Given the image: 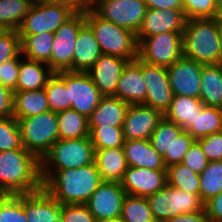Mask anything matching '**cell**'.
Listing matches in <instances>:
<instances>
[{"instance_id":"6da1fadb","label":"cell","mask_w":222,"mask_h":222,"mask_svg":"<svg viewBox=\"0 0 222 222\" xmlns=\"http://www.w3.org/2000/svg\"><path fill=\"white\" fill-rule=\"evenodd\" d=\"M43 188L60 204H86L102 182L94 163L75 169L40 170Z\"/></svg>"},{"instance_id":"7a4b0ae2","label":"cell","mask_w":222,"mask_h":222,"mask_svg":"<svg viewBox=\"0 0 222 222\" xmlns=\"http://www.w3.org/2000/svg\"><path fill=\"white\" fill-rule=\"evenodd\" d=\"M0 182L10 195L40 191V160L25 148L0 152Z\"/></svg>"},{"instance_id":"3957f363","label":"cell","mask_w":222,"mask_h":222,"mask_svg":"<svg viewBox=\"0 0 222 222\" xmlns=\"http://www.w3.org/2000/svg\"><path fill=\"white\" fill-rule=\"evenodd\" d=\"M183 56L202 65L221 62L220 25L214 19L186 20Z\"/></svg>"},{"instance_id":"277c9868","label":"cell","mask_w":222,"mask_h":222,"mask_svg":"<svg viewBox=\"0 0 222 222\" xmlns=\"http://www.w3.org/2000/svg\"><path fill=\"white\" fill-rule=\"evenodd\" d=\"M85 21L95 34L102 54L133 61L138 57L136 34L97 16L93 11L84 12Z\"/></svg>"},{"instance_id":"5b68a950","label":"cell","mask_w":222,"mask_h":222,"mask_svg":"<svg viewBox=\"0 0 222 222\" xmlns=\"http://www.w3.org/2000/svg\"><path fill=\"white\" fill-rule=\"evenodd\" d=\"M95 150L90 137L58 139L40 160V170L75 169L94 163Z\"/></svg>"},{"instance_id":"8992f818","label":"cell","mask_w":222,"mask_h":222,"mask_svg":"<svg viewBox=\"0 0 222 222\" xmlns=\"http://www.w3.org/2000/svg\"><path fill=\"white\" fill-rule=\"evenodd\" d=\"M22 146L39 160L59 139L57 114L48 111L18 120Z\"/></svg>"},{"instance_id":"52a82bcc","label":"cell","mask_w":222,"mask_h":222,"mask_svg":"<svg viewBox=\"0 0 222 222\" xmlns=\"http://www.w3.org/2000/svg\"><path fill=\"white\" fill-rule=\"evenodd\" d=\"M146 198L155 222H166L177 215L194 213L204 209L200 195L180 191L168 183L163 189Z\"/></svg>"},{"instance_id":"ba28073f","label":"cell","mask_w":222,"mask_h":222,"mask_svg":"<svg viewBox=\"0 0 222 222\" xmlns=\"http://www.w3.org/2000/svg\"><path fill=\"white\" fill-rule=\"evenodd\" d=\"M138 58L168 68L183 56V34L166 32L137 39Z\"/></svg>"},{"instance_id":"9c48e42d","label":"cell","mask_w":222,"mask_h":222,"mask_svg":"<svg viewBox=\"0 0 222 222\" xmlns=\"http://www.w3.org/2000/svg\"><path fill=\"white\" fill-rule=\"evenodd\" d=\"M75 12L72 4L34 2L29 12L24 16L17 30L18 34L35 35L44 32L55 33Z\"/></svg>"},{"instance_id":"30bf717a","label":"cell","mask_w":222,"mask_h":222,"mask_svg":"<svg viewBox=\"0 0 222 222\" xmlns=\"http://www.w3.org/2000/svg\"><path fill=\"white\" fill-rule=\"evenodd\" d=\"M86 23L84 12H75L54 33L50 68L54 73L73 72V52L80 28Z\"/></svg>"},{"instance_id":"8fae6325","label":"cell","mask_w":222,"mask_h":222,"mask_svg":"<svg viewBox=\"0 0 222 222\" xmlns=\"http://www.w3.org/2000/svg\"><path fill=\"white\" fill-rule=\"evenodd\" d=\"M57 74L68 89L69 109L89 118L96 109L102 95L87 72L61 71Z\"/></svg>"},{"instance_id":"7c38bea8","label":"cell","mask_w":222,"mask_h":222,"mask_svg":"<svg viewBox=\"0 0 222 222\" xmlns=\"http://www.w3.org/2000/svg\"><path fill=\"white\" fill-rule=\"evenodd\" d=\"M147 9L144 0H103L92 11L100 18L137 34Z\"/></svg>"},{"instance_id":"4fadbf2b","label":"cell","mask_w":222,"mask_h":222,"mask_svg":"<svg viewBox=\"0 0 222 222\" xmlns=\"http://www.w3.org/2000/svg\"><path fill=\"white\" fill-rule=\"evenodd\" d=\"M142 75L146 84V100L143 104L165 114L174 96L167 68L142 61Z\"/></svg>"},{"instance_id":"5bb4252c","label":"cell","mask_w":222,"mask_h":222,"mask_svg":"<svg viewBox=\"0 0 222 222\" xmlns=\"http://www.w3.org/2000/svg\"><path fill=\"white\" fill-rule=\"evenodd\" d=\"M203 65L182 56L167 68L169 84L174 96L200 97Z\"/></svg>"},{"instance_id":"9a60e30c","label":"cell","mask_w":222,"mask_h":222,"mask_svg":"<svg viewBox=\"0 0 222 222\" xmlns=\"http://www.w3.org/2000/svg\"><path fill=\"white\" fill-rule=\"evenodd\" d=\"M126 195L121 183L102 181L86 205L95 219L120 218Z\"/></svg>"},{"instance_id":"2e32d148","label":"cell","mask_w":222,"mask_h":222,"mask_svg":"<svg viewBox=\"0 0 222 222\" xmlns=\"http://www.w3.org/2000/svg\"><path fill=\"white\" fill-rule=\"evenodd\" d=\"M167 184V169H148L128 166L125 171L122 188L129 195L147 197Z\"/></svg>"},{"instance_id":"e0dca14e","label":"cell","mask_w":222,"mask_h":222,"mask_svg":"<svg viewBox=\"0 0 222 222\" xmlns=\"http://www.w3.org/2000/svg\"><path fill=\"white\" fill-rule=\"evenodd\" d=\"M164 114L144 104H132L123 122L124 140L150 139Z\"/></svg>"},{"instance_id":"ac0fdd59","label":"cell","mask_w":222,"mask_h":222,"mask_svg":"<svg viewBox=\"0 0 222 222\" xmlns=\"http://www.w3.org/2000/svg\"><path fill=\"white\" fill-rule=\"evenodd\" d=\"M186 18L184 10L147 9L141 28L136 34L137 39L166 32L183 34Z\"/></svg>"},{"instance_id":"d6986e66","label":"cell","mask_w":222,"mask_h":222,"mask_svg":"<svg viewBox=\"0 0 222 222\" xmlns=\"http://www.w3.org/2000/svg\"><path fill=\"white\" fill-rule=\"evenodd\" d=\"M129 61L101 54L87 72L102 96H114L122 72Z\"/></svg>"},{"instance_id":"ffe728a7","label":"cell","mask_w":222,"mask_h":222,"mask_svg":"<svg viewBox=\"0 0 222 222\" xmlns=\"http://www.w3.org/2000/svg\"><path fill=\"white\" fill-rule=\"evenodd\" d=\"M114 96L130 105L145 102L146 84L142 75V60L138 57L126 64Z\"/></svg>"},{"instance_id":"44dd1931","label":"cell","mask_w":222,"mask_h":222,"mask_svg":"<svg viewBox=\"0 0 222 222\" xmlns=\"http://www.w3.org/2000/svg\"><path fill=\"white\" fill-rule=\"evenodd\" d=\"M24 209L28 222H60V203L44 188L24 194Z\"/></svg>"},{"instance_id":"7402d4cb","label":"cell","mask_w":222,"mask_h":222,"mask_svg":"<svg viewBox=\"0 0 222 222\" xmlns=\"http://www.w3.org/2000/svg\"><path fill=\"white\" fill-rule=\"evenodd\" d=\"M130 104L115 96H102L88 118L89 128L122 127Z\"/></svg>"},{"instance_id":"603a6c76","label":"cell","mask_w":222,"mask_h":222,"mask_svg":"<svg viewBox=\"0 0 222 222\" xmlns=\"http://www.w3.org/2000/svg\"><path fill=\"white\" fill-rule=\"evenodd\" d=\"M102 54L101 48L90 26L85 23L76 37L73 52V72H88Z\"/></svg>"},{"instance_id":"cb8c5ba5","label":"cell","mask_w":222,"mask_h":222,"mask_svg":"<svg viewBox=\"0 0 222 222\" xmlns=\"http://www.w3.org/2000/svg\"><path fill=\"white\" fill-rule=\"evenodd\" d=\"M127 165L148 169H166L162 156L149 139L125 140L123 145Z\"/></svg>"},{"instance_id":"d4e9b609","label":"cell","mask_w":222,"mask_h":222,"mask_svg":"<svg viewBox=\"0 0 222 222\" xmlns=\"http://www.w3.org/2000/svg\"><path fill=\"white\" fill-rule=\"evenodd\" d=\"M94 162L102 181L121 183L128 168L123 148L95 150Z\"/></svg>"},{"instance_id":"484cf974","label":"cell","mask_w":222,"mask_h":222,"mask_svg":"<svg viewBox=\"0 0 222 222\" xmlns=\"http://www.w3.org/2000/svg\"><path fill=\"white\" fill-rule=\"evenodd\" d=\"M53 73L46 63L24 58L21 53L16 91L44 89Z\"/></svg>"},{"instance_id":"4316f807","label":"cell","mask_w":222,"mask_h":222,"mask_svg":"<svg viewBox=\"0 0 222 222\" xmlns=\"http://www.w3.org/2000/svg\"><path fill=\"white\" fill-rule=\"evenodd\" d=\"M50 111L44 89L13 92V117L18 121Z\"/></svg>"},{"instance_id":"83f0119b","label":"cell","mask_w":222,"mask_h":222,"mask_svg":"<svg viewBox=\"0 0 222 222\" xmlns=\"http://www.w3.org/2000/svg\"><path fill=\"white\" fill-rule=\"evenodd\" d=\"M205 105L198 98L187 96H173L169 109L164 117L186 130L200 115Z\"/></svg>"},{"instance_id":"f1b7e54d","label":"cell","mask_w":222,"mask_h":222,"mask_svg":"<svg viewBox=\"0 0 222 222\" xmlns=\"http://www.w3.org/2000/svg\"><path fill=\"white\" fill-rule=\"evenodd\" d=\"M199 99L205 106L222 108V72L219 64L203 65Z\"/></svg>"},{"instance_id":"f546056e","label":"cell","mask_w":222,"mask_h":222,"mask_svg":"<svg viewBox=\"0 0 222 222\" xmlns=\"http://www.w3.org/2000/svg\"><path fill=\"white\" fill-rule=\"evenodd\" d=\"M19 37L24 58L44 62L50 67L54 33L44 32L35 35H19Z\"/></svg>"},{"instance_id":"4dcf8cb0","label":"cell","mask_w":222,"mask_h":222,"mask_svg":"<svg viewBox=\"0 0 222 222\" xmlns=\"http://www.w3.org/2000/svg\"><path fill=\"white\" fill-rule=\"evenodd\" d=\"M59 139H78L90 134L89 121L84 115L73 109L56 112Z\"/></svg>"},{"instance_id":"1f68e13d","label":"cell","mask_w":222,"mask_h":222,"mask_svg":"<svg viewBox=\"0 0 222 222\" xmlns=\"http://www.w3.org/2000/svg\"><path fill=\"white\" fill-rule=\"evenodd\" d=\"M222 130V108L204 106L200 115L186 129V131L197 141L209 134Z\"/></svg>"},{"instance_id":"d6a6232c","label":"cell","mask_w":222,"mask_h":222,"mask_svg":"<svg viewBox=\"0 0 222 222\" xmlns=\"http://www.w3.org/2000/svg\"><path fill=\"white\" fill-rule=\"evenodd\" d=\"M33 0H0V24L7 30H18Z\"/></svg>"},{"instance_id":"836d02e7","label":"cell","mask_w":222,"mask_h":222,"mask_svg":"<svg viewBox=\"0 0 222 222\" xmlns=\"http://www.w3.org/2000/svg\"><path fill=\"white\" fill-rule=\"evenodd\" d=\"M167 169V183L180 191H187L199 195V174L183 163L169 166Z\"/></svg>"},{"instance_id":"e575fe53","label":"cell","mask_w":222,"mask_h":222,"mask_svg":"<svg viewBox=\"0 0 222 222\" xmlns=\"http://www.w3.org/2000/svg\"><path fill=\"white\" fill-rule=\"evenodd\" d=\"M199 195L203 203L222 192V161H210L199 174Z\"/></svg>"},{"instance_id":"d590c367","label":"cell","mask_w":222,"mask_h":222,"mask_svg":"<svg viewBox=\"0 0 222 222\" xmlns=\"http://www.w3.org/2000/svg\"><path fill=\"white\" fill-rule=\"evenodd\" d=\"M122 222H155L146 197L127 194L123 201Z\"/></svg>"},{"instance_id":"8d00e7d4","label":"cell","mask_w":222,"mask_h":222,"mask_svg":"<svg viewBox=\"0 0 222 222\" xmlns=\"http://www.w3.org/2000/svg\"><path fill=\"white\" fill-rule=\"evenodd\" d=\"M184 129L175 122L167 120L165 117L159 122L157 128L150 136L153 148L163 157L170 155V147L175 138Z\"/></svg>"},{"instance_id":"74e56055","label":"cell","mask_w":222,"mask_h":222,"mask_svg":"<svg viewBox=\"0 0 222 222\" xmlns=\"http://www.w3.org/2000/svg\"><path fill=\"white\" fill-rule=\"evenodd\" d=\"M50 111L58 112L69 109V95L66 83L57 74L48 79L44 88Z\"/></svg>"},{"instance_id":"f35d334b","label":"cell","mask_w":222,"mask_h":222,"mask_svg":"<svg viewBox=\"0 0 222 222\" xmlns=\"http://www.w3.org/2000/svg\"><path fill=\"white\" fill-rule=\"evenodd\" d=\"M89 137L94 150L107 148H123L124 137L122 127L89 128Z\"/></svg>"},{"instance_id":"ab89813d","label":"cell","mask_w":222,"mask_h":222,"mask_svg":"<svg viewBox=\"0 0 222 222\" xmlns=\"http://www.w3.org/2000/svg\"><path fill=\"white\" fill-rule=\"evenodd\" d=\"M0 222H28L24 209V194L0 196Z\"/></svg>"},{"instance_id":"60d3db41","label":"cell","mask_w":222,"mask_h":222,"mask_svg":"<svg viewBox=\"0 0 222 222\" xmlns=\"http://www.w3.org/2000/svg\"><path fill=\"white\" fill-rule=\"evenodd\" d=\"M24 148L18 121L12 117L0 118V152Z\"/></svg>"},{"instance_id":"b9f144b4","label":"cell","mask_w":222,"mask_h":222,"mask_svg":"<svg viewBox=\"0 0 222 222\" xmlns=\"http://www.w3.org/2000/svg\"><path fill=\"white\" fill-rule=\"evenodd\" d=\"M184 16L191 19H213L217 0H182Z\"/></svg>"},{"instance_id":"7bdbcfd3","label":"cell","mask_w":222,"mask_h":222,"mask_svg":"<svg viewBox=\"0 0 222 222\" xmlns=\"http://www.w3.org/2000/svg\"><path fill=\"white\" fill-rule=\"evenodd\" d=\"M196 140L183 130L177 138L174 139L170 147V155H164L163 162L166 168L182 162L185 154Z\"/></svg>"},{"instance_id":"ee69618b","label":"cell","mask_w":222,"mask_h":222,"mask_svg":"<svg viewBox=\"0 0 222 222\" xmlns=\"http://www.w3.org/2000/svg\"><path fill=\"white\" fill-rule=\"evenodd\" d=\"M21 53V39L17 30H7L0 36V64Z\"/></svg>"},{"instance_id":"f6af8a7d","label":"cell","mask_w":222,"mask_h":222,"mask_svg":"<svg viewBox=\"0 0 222 222\" xmlns=\"http://www.w3.org/2000/svg\"><path fill=\"white\" fill-rule=\"evenodd\" d=\"M86 204H60V222H94Z\"/></svg>"},{"instance_id":"bcb514c9","label":"cell","mask_w":222,"mask_h":222,"mask_svg":"<svg viewBox=\"0 0 222 222\" xmlns=\"http://www.w3.org/2000/svg\"><path fill=\"white\" fill-rule=\"evenodd\" d=\"M20 61L21 53L17 57L0 64V84L12 92L16 91Z\"/></svg>"},{"instance_id":"7dc6e473","label":"cell","mask_w":222,"mask_h":222,"mask_svg":"<svg viewBox=\"0 0 222 222\" xmlns=\"http://www.w3.org/2000/svg\"><path fill=\"white\" fill-rule=\"evenodd\" d=\"M208 161H222V132L212 133L196 141Z\"/></svg>"},{"instance_id":"c3c4849f","label":"cell","mask_w":222,"mask_h":222,"mask_svg":"<svg viewBox=\"0 0 222 222\" xmlns=\"http://www.w3.org/2000/svg\"><path fill=\"white\" fill-rule=\"evenodd\" d=\"M208 162L206 155L202 152L201 146L195 141L185 154L181 163L187 165L197 174H201L207 167Z\"/></svg>"},{"instance_id":"681fc988","label":"cell","mask_w":222,"mask_h":222,"mask_svg":"<svg viewBox=\"0 0 222 222\" xmlns=\"http://www.w3.org/2000/svg\"><path fill=\"white\" fill-rule=\"evenodd\" d=\"M204 209L209 222H222V192L207 200Z\"/></svg>"},{"instance_id":"f907efd6","label":"cell","mask_w":222,"mask_h":222,"mask_svg":"<svg viewBox=\"0 0 222 222\" xmlns=\"http://www.w3.org/2000/svg\"><path fill=\"white\" fill-rule=\"evenodd\" d=\"M13 116V92L0 84V118Z\"/></svg>"},{"instance_id":"816d5d0a","label":"cell","mask_w":222,"mask_h":222,"mask_svg":"<svg viewBox=\"0 0 222 222\" xmlns=\"http://www.w3.org/2000/svg\"><path fill=\"white\" fill-rule=\"evenodd\" d=\"M148 9H174L183 10L182 0H144Z\"/></svg>"},{"instance_id":"f5cc1de1","label":"cell","mask_w":222,"mask_h":222,"mask_svg":"<svg viewBox=\"0 0 222 222\" xmlns=\"http://www.w3.org/2000/svg\"><path fill=\"white\" fill-rule=\"evenodd\" d=\"M166 222H209V218L203 209L194 213L177 215Z\"/></svg>"},{"instance_id":"db71d44e","label":"cell","mask_w":222,"mask_h":222,"mask_svg":"<svg viewBox=\"0 0 222 222\" xmlns=\"http://www.w3.org/2000/svg\"><path fill=\"white\" fill-rule=\"evenodd\" d=\"M103 0H71L75 11L86 12L92 11Z\"/></svg>"},{"instance_id":"11a10c76","label":"cell","mask_w":222,"mask_h":222,"mask_svg":"<svg viewBox=\"0 0 222 222\" xmlns=\"http://www.w3.org/2000/svg\"><path fill=\"white\" fill-rule=\"evenodd\" d=\"M213 19L219 25H222V0H217L216 12Z\"/></svg>"},{"instance_id":"9f6ffc18","label":"cell","mask_w":222,"mask_h":222,"mask_svg":"<svg viewBox=\"0 0 222 222\" xmlns=\"http://www.w3.org/2000/svg\"><path fill=\"white\" fill-rule=\"evenodd\" d=\"M36 3L71 4V0H33Z\"/></svg>"},{"instance_id":"6f0895ef","label":"cell","mask_w":222,"mask_h":222,"mask_svg":"<svg viewBox=\"0 0 222 222\" xmlns=\"http://www.w3.org/2000/svg\"><path fill=\"white\" fill-rule=\"evenodd\" d=\"M94 222H122L120 218H110V219H95Z\"/></svg>"},{"instance_id":"680465c9","label":"cell","mask_w":222,"mask_h":222,"mask_svg":"<svg viewBox=\"0 0 222 222\" xmlns=\"http://www.w3.org/2000/svg\"><path fill=\"white\" fill-rule=\"evenodd\" d=\"M0 196L2 197L10 196V194L2 187L1 182H0Z\"/></svg>"},{"instance_id":"91938a15","label":"cell","mask_w":222,"mask_h":222,"mask_svg":"<svg viewBox=\"0 0 222 222\" xmlns=\"http://www.w3.org/2000/svg\"><path fill=\"white\" fill-rule=\"evenodd\" d=\"M220 50H221V61H222V25H220Z\"/></svg>"},{"instance_id":"94428289","label":"cell","mask_w":222,"mask_h":222,"mask_svg":"<svg viewBox=\"0 0 222 222\" xmlns=\"http://www.w3.org/2000/svg\"><path fill=\"white\" fill-rule=\"evenodd\" d=\"M6 31H7V29L4 28V27L0 24V36H1L4 32H6Z\"/></svg>"},{"instance_id":"6125c7cd","label":"cell","mask_w":222,"mask_h":222,"mask_svg":"<svg viewBox=\"0 0 222 222\" xmlns=\"http://www.w3.org/2000/svg\"><path fill=\"white\" fill-rule=\"evenodd\" d=\"M220 68H221V72H222V61L219 63Z\"/></svg>"}]
</instances>
